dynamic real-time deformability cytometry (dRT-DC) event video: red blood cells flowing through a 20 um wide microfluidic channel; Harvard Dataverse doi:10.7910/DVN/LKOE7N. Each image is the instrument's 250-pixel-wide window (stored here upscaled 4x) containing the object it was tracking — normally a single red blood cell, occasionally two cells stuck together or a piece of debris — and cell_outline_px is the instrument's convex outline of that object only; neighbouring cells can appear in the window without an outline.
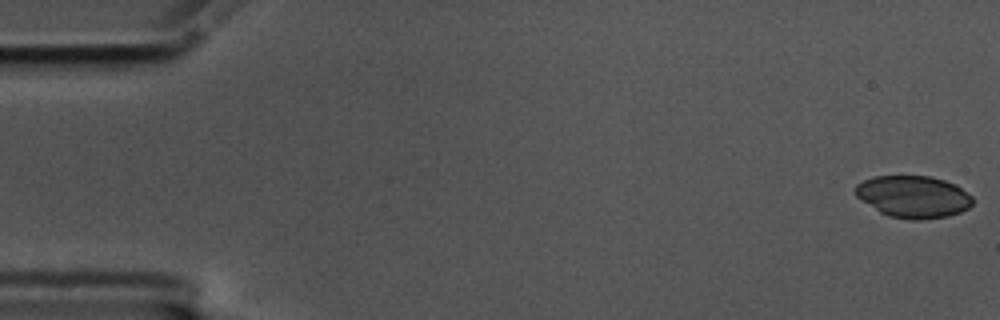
{"species": "common noctule bat (a hibernating species)", "species_latin": "Nyctalus noctula", "temperature_condition": "cold", "stored_images_in_passage": 57, "camera_frame_rate_fps": 3000, "um_per_image_px": 0.085, "animal": {"sex": "male", "body_mass_g": 17.5, "forearm_length_mm": 52.3}, "frame": {"image": 1, "passage_image": 1, "time_ms": 0.0, "image_size_px": [1000, 320], "cell_outline_px": [[972, 204], [968, 208], [960, 212], [948, 216], [920, 220], [912, 220], [888, 216], [880, 212], [860, 200], [852, 192], [856, 184], [872, 176], [932, 176], [956, 184], [972, 196]], "centroid_in_image_um": [77.6, 16.71], "position_along_channel_um": 7.4, "area_um2": 29.02}}
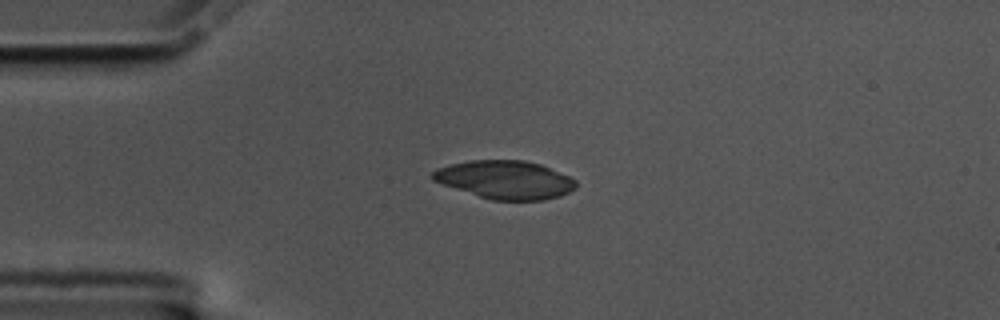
{"frame": {"image": 2, "passage_image": 14, "time_ms": 4.333, "image_size_px": [1000, 320], "cell_outline_px": [[576, 188], [560, 196], [544, 200], [492, 200], [432, 180], [432, 172], [436, 168], [468, 160], [524, 160], [540, 164], [568, 176], [576, 180]], "centroid_in_image_um": [42.95, 15.27], "position_along_channel_um": 42.0, "area_um2": 31.62}}